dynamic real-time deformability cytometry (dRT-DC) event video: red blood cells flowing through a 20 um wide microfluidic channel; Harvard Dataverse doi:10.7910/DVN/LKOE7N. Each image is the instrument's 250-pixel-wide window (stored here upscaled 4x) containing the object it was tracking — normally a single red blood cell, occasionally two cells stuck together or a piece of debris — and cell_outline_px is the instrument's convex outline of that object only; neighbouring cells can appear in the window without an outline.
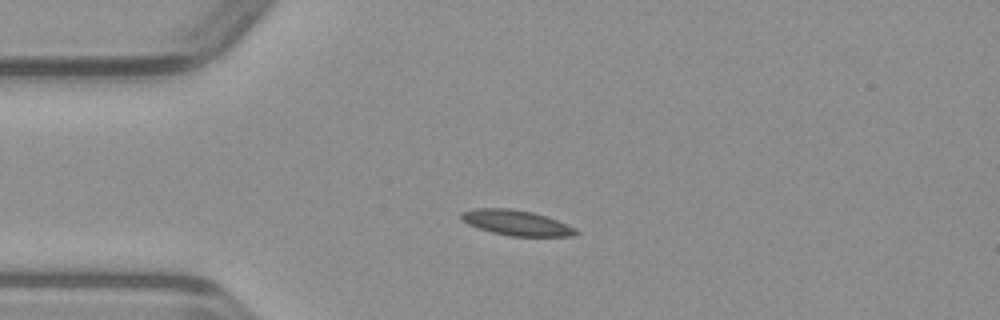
{"species": "common noctule bat (a hibernating species)", "species_latin": "Nyctalus noctula", "temperature_condition": "warm", "stored_images_in_passage": 39, "camera_frame_rate_fps": 3000, "um_per_image_px": 0.085, "animal": {"sex": "male", "body_mass_g": 23.1, "forearm_length_mm": 52.7}, "frame": {"image": 1, "passage_image": 1, "time_ms": 0.0, "image_size_px": [1000, 320], "cell_outline_px": [[580, 232], [576, 236], [508, 236], [492, 232], [468, 224], [460, 216], [460, 212], [476, 208], [512, 208], [532, 212], [556, 220], [576, 228]], "centroid_in_image_um": [43.91, 18.94], "position_along_channel_um": 41.1, "area_um2": 16.82}}
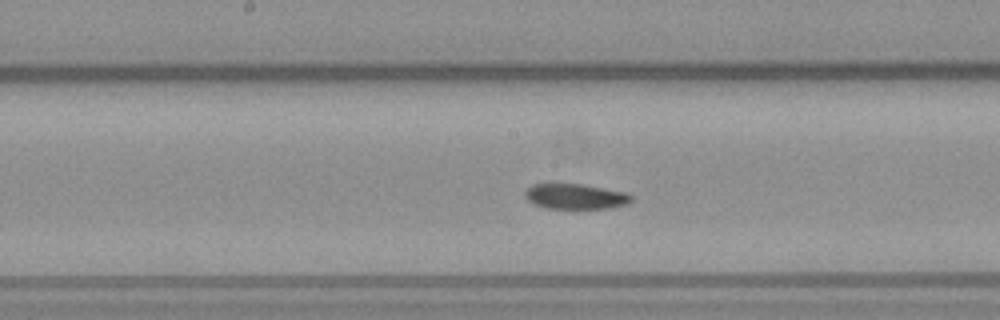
{"frame": {"image": 2, "passage_image": 14, "time_ms": 4.333, "image_size_px": [1000, 320], "cell_outline_px": [[632, 200], [624, 204], [608, 208], [544, 208], [532, 204], [524, 196], [524, 192], [532, 184], [580, 184], [628, 192], [632, 196]], "centroid_in_image_um": [48.88, 16.69], "position_along_channel_um": 199.3, "area_um2": 15.61}}
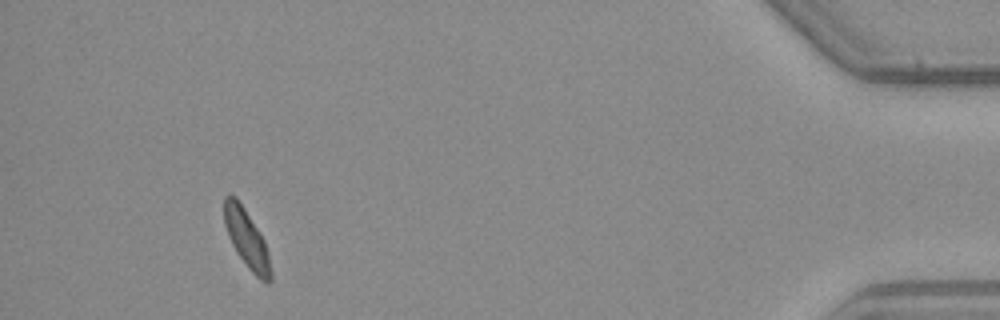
{"frame": {"image": 3, "passage_image": 35, "time_ms": 11.333, "image_size_px": [1000, 320], "cell_outline_px": [[272, 280], [268, 284], [260, 280], [248, 268], [236, 252], [228, 236], [224, 224], [224, 196], [236, 196], [264, 240], [272, 272]], "centroid_in_image_um": [20.96, 20.34], "position_along_channel_um": 414.2, "area_um2": 15.61}}